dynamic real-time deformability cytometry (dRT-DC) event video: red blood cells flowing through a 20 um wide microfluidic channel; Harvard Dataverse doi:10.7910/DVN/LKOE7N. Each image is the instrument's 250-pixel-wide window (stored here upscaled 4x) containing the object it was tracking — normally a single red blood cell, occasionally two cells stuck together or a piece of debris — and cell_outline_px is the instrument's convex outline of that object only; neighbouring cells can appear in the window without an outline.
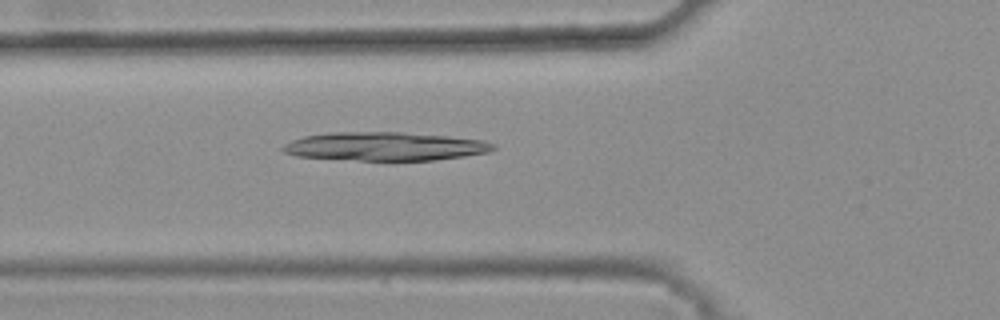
{"species": "common noctule bat (a hibernating species)", "species_latin": "Nyctalus noctula", "temperature_condition": "warm", "stored_images_in_passage": 33, "camera_frame_rate_fps": 3000, "um_per_image_px": 0.085, "animal": {"sex": "female", "body_mass_g": 25.1}, "frame": {"image": 1, "passage_image": 4, "time_ms": 1.0, "image_size_px": [1000, 320], "cell_outline_px": [[496, 148], [488, 152], [464, 156], [432, 160], [360, 160], [296, 156], [284, 152], [280, 148], [284, 144], [292, 140], [304, 136], [332, 132], [404, 132], [448, 136], [484, 140], [496, 144]], "centroid_in_image_um": [32.74, 12.43], "position_along_channel_um": 93.1, "area_um2": 34.91}}
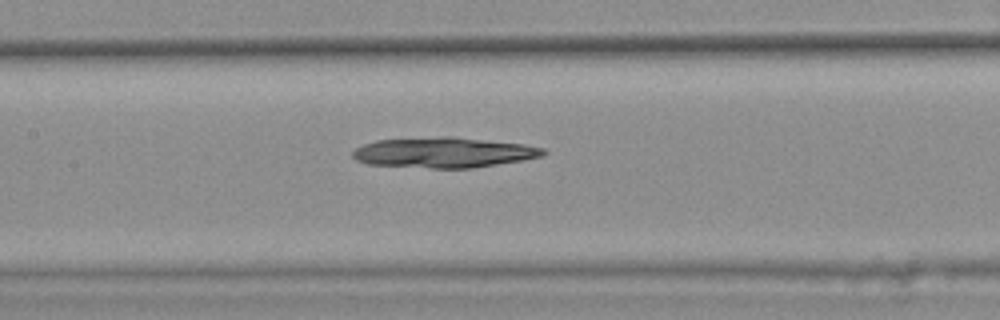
{"frame": {"image": 2, "passage_image": 10, "time_ms": 3.0, "image_size_px": [1000, 320], "cell_outline_px": [[548, 152], [540, 156], [524, 160], [472, 168], [432, 168], [368, 164], [356, 160], [352, 156], [352, 152], [356, 148], [364, 144], [376, 140], [440, 136], [452, 136], [524, 144], [544, 148]], "centroid_in_image_um": [37.72, 12.96], "position_along_channel_um": 169.7, "area_um2": 33.76}}
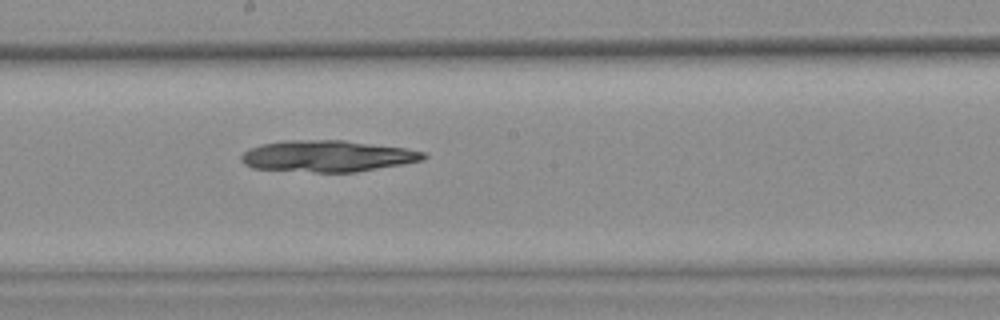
{"frame": {"image": 3, "passage_image": 14, "time_ms": 4.333, "image_size_px": [1000, 320], "cell_outline_px": [[428, 156], [424, 160], [404, 164], [356, 172], [316, 172], [252, 168], [244, 164], [240, 160], [240, 156], [248, 148], [260, 144], [284, 140], [344, 140], [404, 148], [424, 152]], "centroid_in_image_um": [27.81, 13.27], "position_along_channel_um": 220.4, "area_um2": 33.52}}